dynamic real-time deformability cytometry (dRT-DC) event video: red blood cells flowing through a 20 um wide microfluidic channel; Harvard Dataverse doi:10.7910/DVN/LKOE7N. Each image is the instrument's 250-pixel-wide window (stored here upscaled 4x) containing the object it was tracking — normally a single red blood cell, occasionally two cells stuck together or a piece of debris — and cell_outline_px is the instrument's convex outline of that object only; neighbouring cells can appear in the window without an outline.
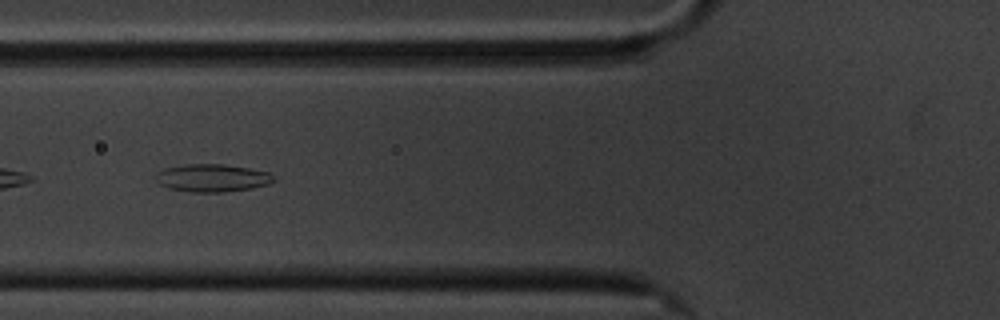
{"species": "common noctule bat (a hibernating species)", "species_latin": "Nyctalus noctula", "temperature_condition": "cold", "stored_images_in_passage": 9, "camera_frame_rate_fps": 3000, "um_per_image_px": 0.085, "animal": {"sex": "male", "body_mass_g": 20.1, "forearm_length_mm": 53.5}, "frame": {"image": 1, "passage_image": 6, "time_ms": 6.0, "image_size_px": [1000, 320], "cell_outline_px": [[276, 180], [268, 184], [252, 188], [224, 192], [188, 192], [168, 188], [160, 184], [152, 176], [156, 172], [164, 168], [184, 164], [224, 164], [248, 168], [268, 172], [276, 176]], "centroid_in_image_um": [18.01, 15.12], "position_along_channel_um": 107.8, "area_um2": 19.36}}
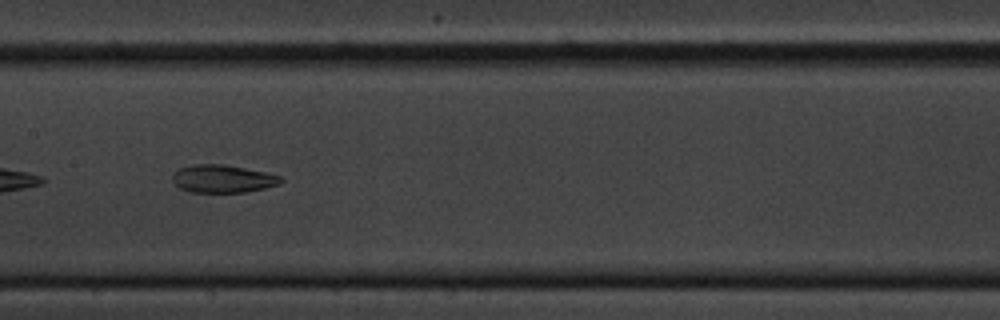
{"frame": {"image": 2, "passage_image": 8, "time_ms": 8.333, "image_size_px": [1000, 320], "cell_outline_px": [[284, 180], [280, 184], [264, 188], [244, 192], [192, 192], [180, 188], [172, 180], [172, 176], [180, 168], [192, 164], [224, 164], [268, 172], [280, 176]], "centroid_in_image_um": [18.97, 15.18], "position_along_channel_um": 188.4, "area_um2": 17.57}}